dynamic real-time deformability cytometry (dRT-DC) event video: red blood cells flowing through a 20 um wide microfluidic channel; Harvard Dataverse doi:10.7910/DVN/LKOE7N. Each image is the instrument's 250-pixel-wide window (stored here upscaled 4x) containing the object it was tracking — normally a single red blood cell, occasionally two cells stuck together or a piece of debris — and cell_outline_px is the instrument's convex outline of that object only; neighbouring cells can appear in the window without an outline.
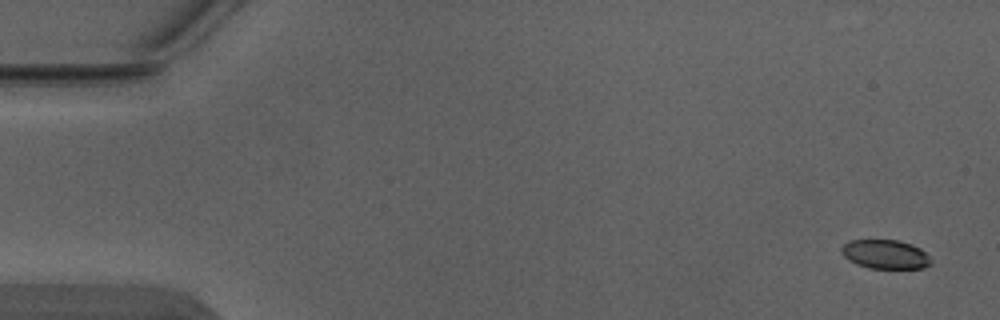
{"species": "Egyptian fruit bat (a non-hibernating species)", "species_latin": "Rousettus aegyptiacus", "temperature_condition": "warm", "stored_images_in_passage": 4, "camera_frame_rate_fps": 3000, "um_per_image_px": 0.085, "animal": {"sex": "male"}, "frame": {"image": 1, "passage_image": 1, "time_ms": 0.0, "image_size_px": [1000, 320], "cell_outline_px": [[932, 264], [924, 268], [868, 268], [856, 264], [848, 260], [840, 252], [840, 248], [848, 240], [896, 240], [912, 244], [920, 248], [932, 260]], "centroid_in_image_um": [75.23, 21.61], "position_along_channel_um": 9.8, "area_um2": 15.26}}
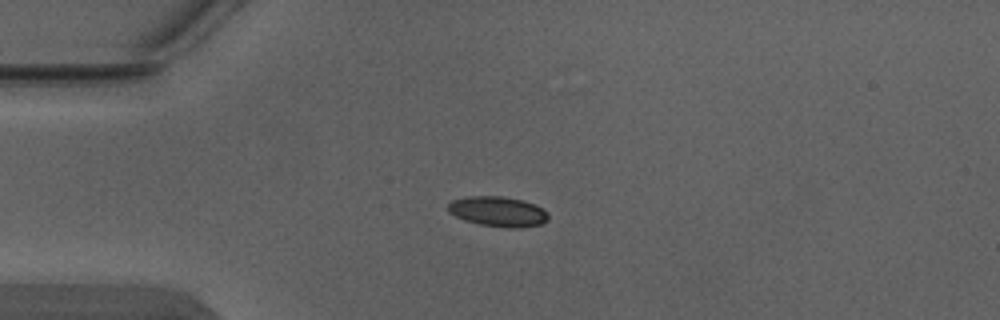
{"frame": {"image": 2, "passage_image": 4, "time_ms": 1.0, "image_size_px": [1000, 320], "cell_outline_px": [[548, 220], [540, 224], [516, 228], [512, 228], [480, 224], [464, 220], [448, 212], [448, 204], [452, 200], [468, 196], [504, 196], [524, 200], [536, 204], [544, 208], [548, 212]], "centroid_in_image_um": [42.35, 17.96], "position_along_channel_um": 42.6, "area_um2": 17.69}}